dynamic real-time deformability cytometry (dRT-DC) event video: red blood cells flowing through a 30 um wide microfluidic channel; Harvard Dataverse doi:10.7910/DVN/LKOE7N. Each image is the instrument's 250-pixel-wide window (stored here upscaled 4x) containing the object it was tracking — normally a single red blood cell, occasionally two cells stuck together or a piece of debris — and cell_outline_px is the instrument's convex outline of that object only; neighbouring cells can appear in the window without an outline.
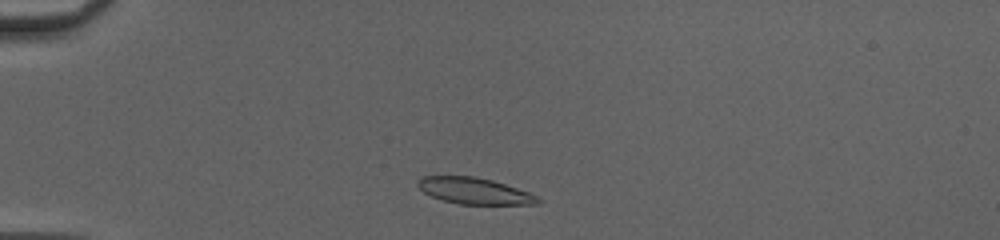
{"species": "common noctule bat (a hibernating species)", "species_latin": "Nyctalus noctula", "temperature_condition": "cold", "stored_images_in_passage": 5, "camera_frame_rate_fps": 3000, "um_per_image_px": 0.085, "animal": {"sex": "female", "body_mass_g": 20.0, "forearm_length_mm": 54.0}, "frame": {"image": 1, "passage_image": 3, "time_ms": 0.667, "image_size_px": [1000, 240], "cell_outline_px": [[540, 204], [460, 204], [440, 200], [424, 192], [416, 184], [416, 180], [424, 176], [476, 176], [492, 180], [528, 192], [536, 196], [540, 200]], "centroid_in_image_um": [40.28, 16.22], "position_along_channel_um": 44.7, "area_um2": 18.32}}